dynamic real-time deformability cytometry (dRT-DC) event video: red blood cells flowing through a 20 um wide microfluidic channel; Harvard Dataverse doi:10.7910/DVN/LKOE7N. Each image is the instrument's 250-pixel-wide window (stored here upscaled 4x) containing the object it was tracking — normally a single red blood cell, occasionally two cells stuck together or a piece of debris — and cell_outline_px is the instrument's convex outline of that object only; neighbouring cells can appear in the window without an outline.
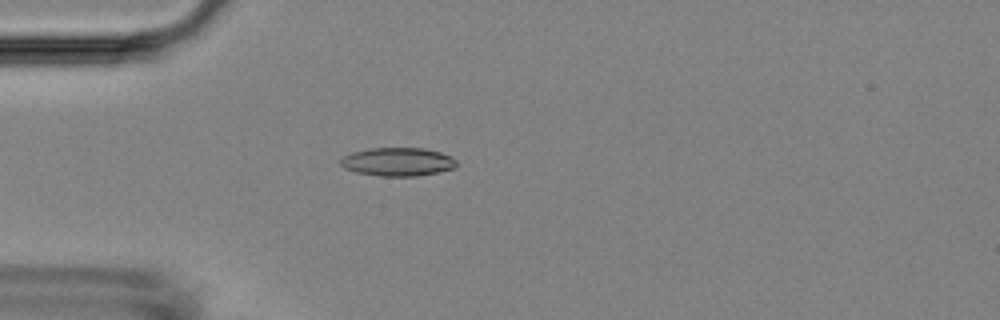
{"species": "Egyptian fruit bat (a non-hibernating species)", "species_latin": "Rousettus aegyptiacus", "temperature_condition": "room temperature", "stored_images_in_passage": 5, "camera_frame_rate_fps": 3000, "um_per_image_px": 0.085, "animal": {"sex": "female"}, "frame": {"image": 1, "passage_image": 1, "time_ms": 0.0, "image_size_px": [1000, 320], "cell_outline_px": [[456, 168], [440, 172], [416, 176], [380, 176], [356, 172], [344, 168], [340, 164], [340, 160], [344, 156], [352, 152], [368, 148], [424, 148], [440, 152], [456, 160]], "centroid_in_image_um": [33.8, 13.75], "position_along_channel_um": 51.2, "area_um2": 19.25}}